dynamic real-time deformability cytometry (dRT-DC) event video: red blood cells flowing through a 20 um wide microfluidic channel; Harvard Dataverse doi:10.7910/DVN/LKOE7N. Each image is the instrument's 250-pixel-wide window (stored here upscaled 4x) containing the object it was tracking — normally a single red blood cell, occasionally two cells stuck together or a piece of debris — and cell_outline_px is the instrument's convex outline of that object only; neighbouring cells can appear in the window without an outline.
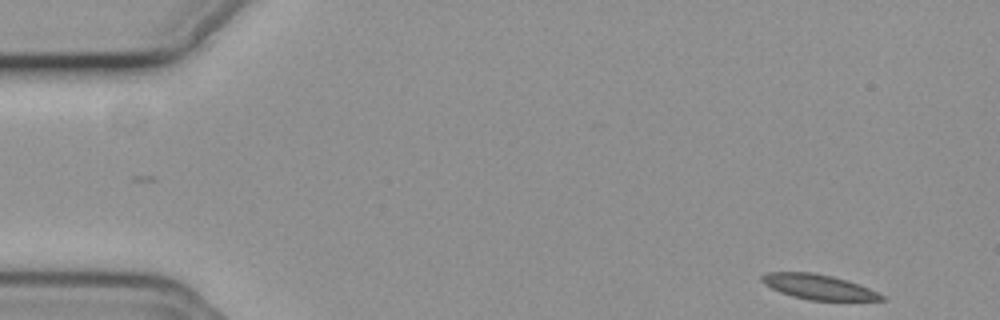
{"species": "common noctule bat (a hibernating species)", "species_latin": "Nyctalus noctula", "temperature_condition": "cold", "stored_images_in_passage": 53, "camera_frame_rate_fps": 3000, "um_per_image_px": 0.085, "animal": {"sex": "female", "body_mass_g": 19.3, "forearm_length_mm": 54.1}, "frame": {"image": 1, "passage_image": 1, "time_ms": 0.0, "image_size_px": [1000, 320], "cell_outline_px": [[888, 300], [808, 300], [792, 296], [780, 292], [764, 284], [760, 280], [760, 276], [764, 272], [812, 272], [832, 276], [848, 280], [860, 284], [888, 296]], "centroid_in_image_um": [69.6, 24.38], "position_along_channel_um": 15.4, "area_um2": 17.69}}
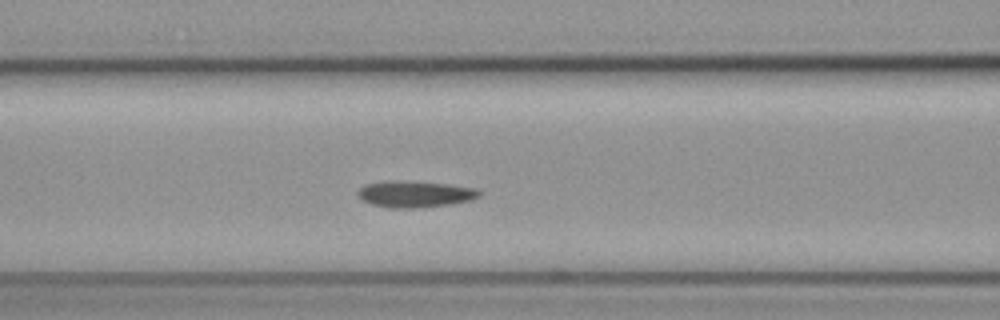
{"frame": {"image": 2, "passage_image": 20, "time_ms": 6.333, "image_size_px": [1000, 320], "cell_outline_px": [[480, 196], [472, 200], [452, 204], [416, 208], [392, 208], [372, 204], [364, 200], [356, 192], [364, 184], [384, 180], [400, 180], [448, 184], [476, 188], [480, 192]], "centroid_in_image_um": [35.28, 16.48], "position_along_channel_um": 131.3, "area_um2": 18.84}}
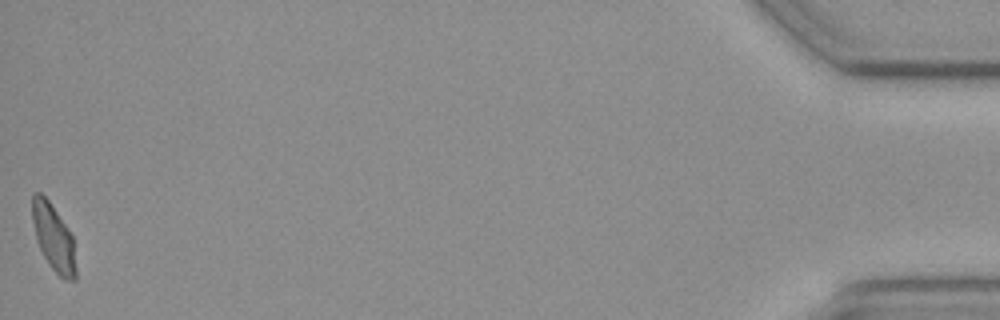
{"frame": {"image": 3, "passage_image": 53, "time_ms": 17.333, "image_size_px": [1000, 320], "cell_outline_px": [[76, 280], [64, 280], [48, 264], [36, 240], [32, 220], [32, 196], [36, 192], [40, 192], [48, 200], [72, 236], [76, 268]], "centroid_in_image_um": [4.54, 20.22], "position_along_channel_um": 430.7, "area_um2": 16.65}}